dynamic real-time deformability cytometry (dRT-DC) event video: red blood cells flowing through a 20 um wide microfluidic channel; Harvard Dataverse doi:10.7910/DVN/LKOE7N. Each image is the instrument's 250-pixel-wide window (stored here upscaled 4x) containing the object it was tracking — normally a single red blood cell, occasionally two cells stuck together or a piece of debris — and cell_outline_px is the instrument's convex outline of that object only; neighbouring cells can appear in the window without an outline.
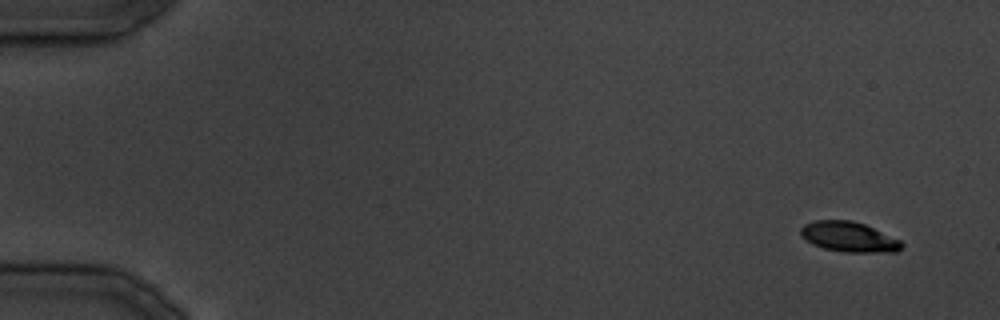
{"species": "common noctule bat (a hibernating species)", "species_latin": "Nyctalus noctula", "temperature_condition": "cold", "stored_images_in_passage": 24, "camera_frame_rate_fps": 3000, "um_per_image_px": 0.085, "animal": {"sex": "male", "body_mass_g": 19.5, "forearm_length_mm": 54.6}, "frame": {"image": 1, "passage_image": 2, "time_ms": 1.0, "image_size_px": [1000, 320], "cell_outline_px": [[904, 244], [896, 252], [844, 252], [824, 248], [812, 244], [804, 240], [800, 236], [800, 228], [804, 224], [816, 220], [852, 220], [864, 224], [900, 240]], "centroid_in_image_um": [72.11, 20.13], "position_along_channel_um": 12.9, "area_um2": 17.74}}
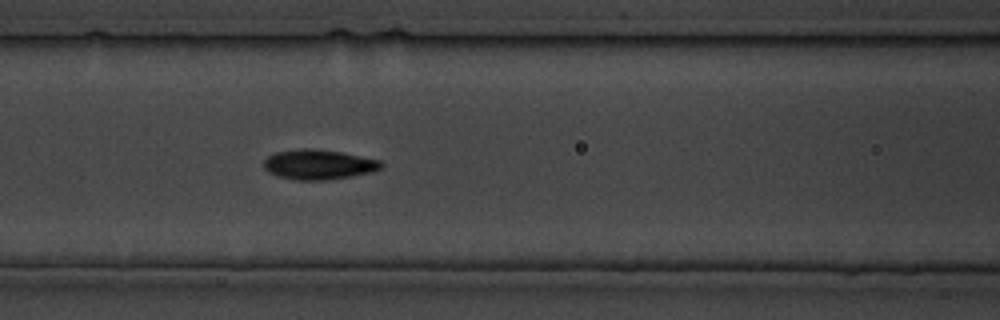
{"frame": {"image": 2, "passage_image": 15, "time_ms": 17.667, "image_size_px": [1000, 320], "cell_outline_px": [[384, 164], [380, 168], [372, 172], [352, 176], [328, 180], [296, 180], [276, 176], [268, 172], [264, 168], [264, 160], [268, 156], [276, 152], [300, 148], [312, 148], [340, 152], [380, 160]], "centroid_in_image_um": [27.06, 13.99], "position_along_channel_um": 139.5, "area_um2": 20.52}}
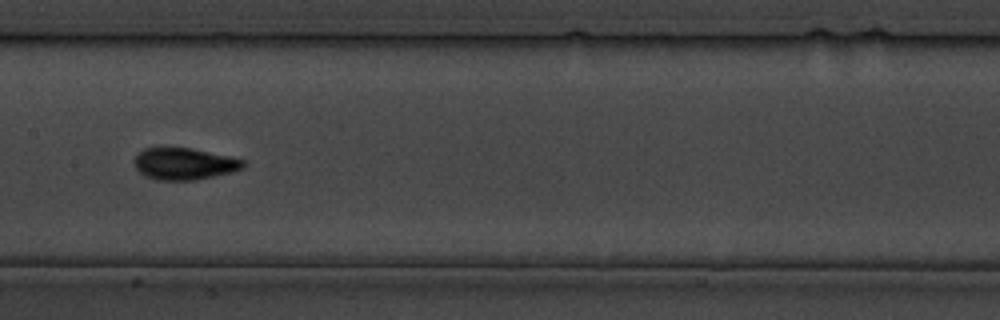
{"frame": {"image": 3, "passage_image": 18, "time_ms": 21.0, "image_size_px": [1000, 320], "cell_outline_px": [[244, 168], [196, 180], [156, 180], [144, 176], [136, 168], [136, 156], [144, 148], [192, 148], [244, 160]], "centroid_in_image_um": [15.64, 13.93], "position_along_channel_um": 191.8, "area_um2": 19.77}}